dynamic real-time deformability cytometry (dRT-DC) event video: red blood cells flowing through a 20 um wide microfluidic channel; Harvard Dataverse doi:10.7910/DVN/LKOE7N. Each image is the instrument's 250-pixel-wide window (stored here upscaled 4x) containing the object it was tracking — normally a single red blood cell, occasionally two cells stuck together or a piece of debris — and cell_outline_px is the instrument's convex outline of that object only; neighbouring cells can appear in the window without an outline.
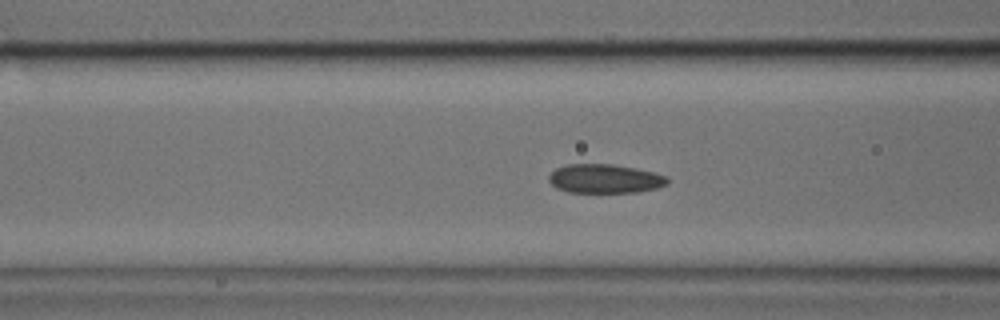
{"species": "common noctule bat (a hibernating species)", "species_latin": "Nyctalus noctula", "temperature_condition": "cold", "stored_images_in_passage": 39, "segment_of_instrument_passage": [1, 2], "camera_frame_rate_fps": 3000, "um_per_image_px": 0.085, "animal": {"sex": "male", "body_mass_g": 17.9, "forearm_length_mm": 54.2}, "frame": {"image": 1, "passage_image": 7, "time_ms": 2.0, "image_size_px": [1000, 320], "cell_outline_px": [[668, 184], [656, 188], [636, 192], [568, 192], [556, 188], [548, 180], [548, 176], [556, 168], [568, 164], [612, 164], [636, 168], [668, 176]], "centroid_in_image_um": [51.41, 15.19], "position_along_channel_um": 115.2, "area_um2": 20.0}}
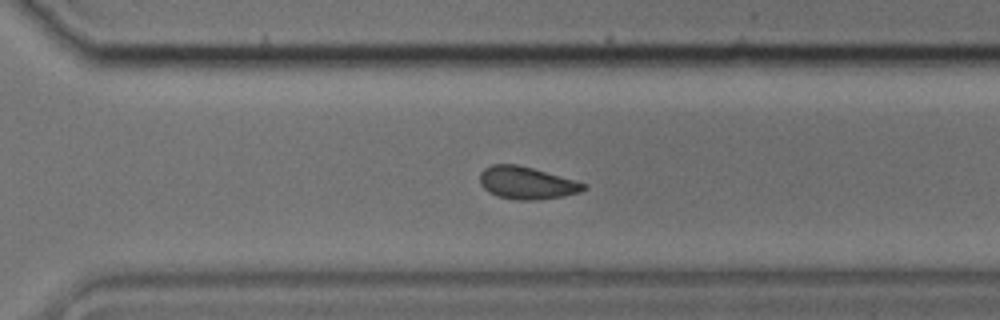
{"frame": {"image": 2, "passage_image": 23, "time_ms": 7.333, "image_size_px": [1000, 320], "cell_outline_px": [[588, 188], [580, 192], [564, 196], [540, 200], [516, 200], [496, 196], [488, 192], [480, 184], [480, 172], [484, 168], [492, 164], [516, 164], [532, 168], [576, 180], [588, 184]], "centroid_in_image_um": [44.79, 15.56], "position_along_channel_um": 325.8, "area_um2": 19.88}}
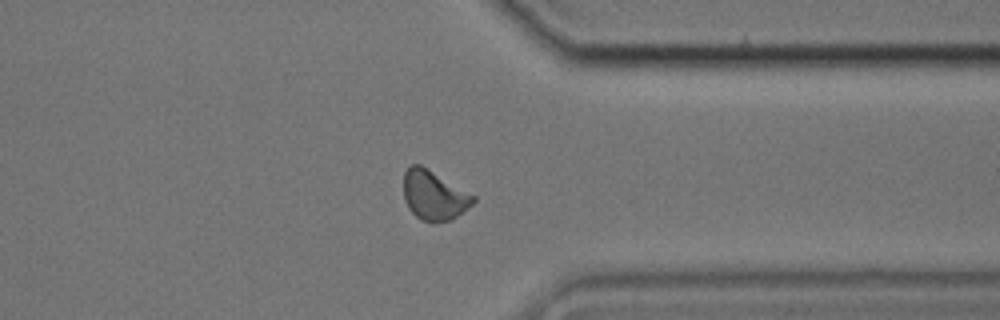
{"frame": {"image": 3, "passage_image": 27, "time_ms": 8.667, "image_size_px": [1000, 320], "cell_outline_px": [[476, 200], [468, 208], [452, 220], [432, 224], [420, 220], [408, 208], [404, 200], [404, 172], [412, 164], [420, 164], [476, 196]], "centroid_in_image_um": [36.89, 16.63], "position_along_channel_um": 374.5, "area_um2": 20.29}}